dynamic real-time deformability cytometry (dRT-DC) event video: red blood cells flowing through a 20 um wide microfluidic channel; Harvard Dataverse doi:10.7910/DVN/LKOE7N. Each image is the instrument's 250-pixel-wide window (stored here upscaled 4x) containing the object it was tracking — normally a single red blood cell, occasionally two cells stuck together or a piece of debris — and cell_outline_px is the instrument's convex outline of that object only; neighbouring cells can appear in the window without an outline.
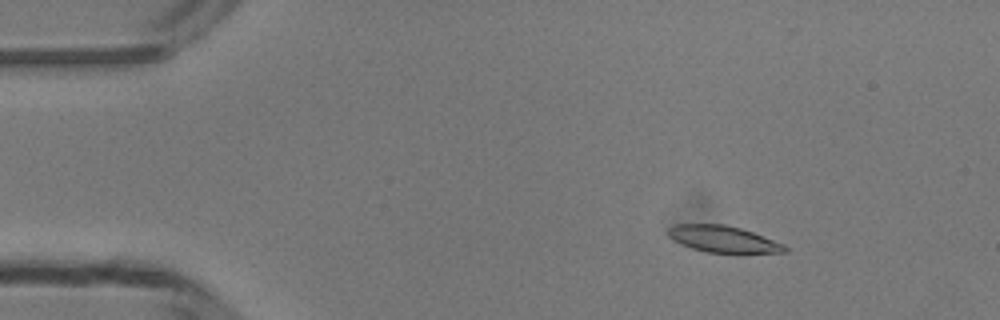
{"species": "common noctule bat (a hibernating species)", "species_latin": "Nyctalus noctula", "temperature_condition": "room temperature", "stored_images_in_passage": 49, "camera_frame_rate_fps": 3000, "um_per_image_px": 0.085, "animal": {"sex": "male", "body_mass_g": 13.3}, "frame": {"image": 1, "passage_image": 7, "time_ms": 2.0, "image_size_px": [1000, 320], "cell_outline_px": [[788, 252], [736, 256], [708, 252], [692, 248], [680, 244], [668, 236], [668, 228], [676, 224], [724, 224], [740, 228], [752, 232], [784, 244], [788, 248]], "centroid_in_image_um": [61.55, 20.38], "position_along_channel_um": 23.5, "area_um2": 18.9}}
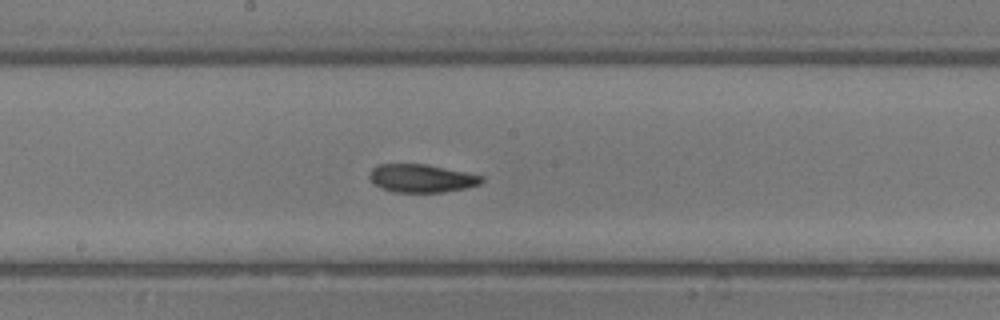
{"frame": {"image": 2, "passage_image": 26, "time_ms": 8.333, "image_size_px": [1000, 320], "cell_outline_px": [[484, 180], [480, 184], [468, 188], [444, 192], [396, 192], [380, 188], [368, 176], [372, 168], [380, 164], [428, 164], [484, 176]], "centroid_in_image_um": [35.87, 15.15], "position_along_channel_um": 212.3, "area_um2": 18.44}}
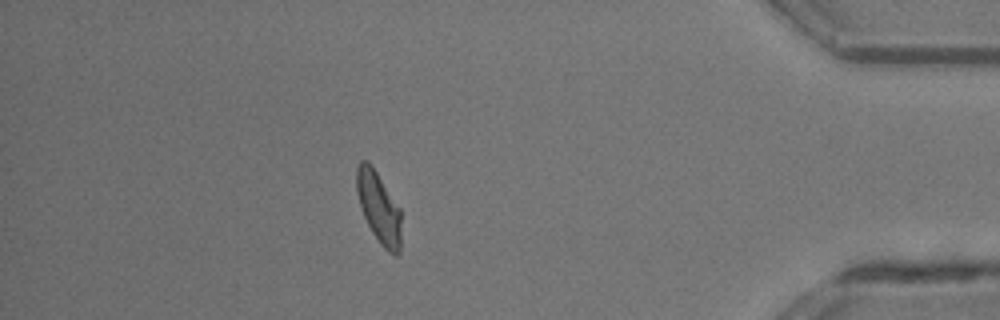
{"frame": {"image": 3, "passage_image": 43, "time_ms": 14.0, "image_size_px": [1000, 320], "cell_outline_px": [[400, 252], [396, 256], [388, 252], [380, 244], [372, 232], [360, 208], [356, 192], [356, 164], [360, 160], [368, 160], [400, 208]], "centroid_in_image_um": [32.17, 17.63], "position_along_channel_um": 403.0, "area_um2": 18.5}, "authors_computed_cell_mechanics": {"area_um2": 18.496, "velocity_mm_per_s": 4.19, "shape_relaxation_time_tau1_ms": 4.3837, "shape_relaxation_time_tau2_ms": 2.003, "deformation_change_tau1": 0.1402, "deformation_change_tau2": 0.0816}}